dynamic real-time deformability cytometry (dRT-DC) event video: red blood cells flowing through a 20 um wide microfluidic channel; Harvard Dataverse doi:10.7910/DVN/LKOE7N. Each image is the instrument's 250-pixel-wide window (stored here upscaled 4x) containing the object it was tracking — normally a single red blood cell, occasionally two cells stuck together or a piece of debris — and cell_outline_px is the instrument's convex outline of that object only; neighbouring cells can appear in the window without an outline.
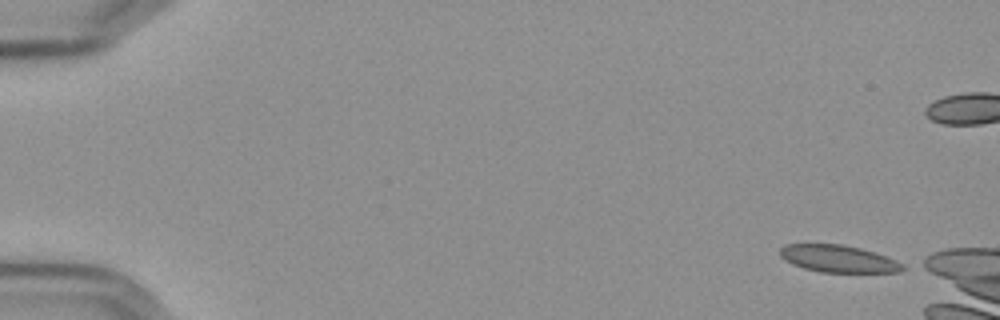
{"species": "Egyptian fruit bat (a non-hibernating species)", "species_latin": "Rousettus aegyptiacus", "temperature_condition": "cold", "stored_images_in_passage": 55, "camera_frame_rate_fps": 3000, "um_per_image_px": 0.085, "frame": {"image": 1, "passage_image": 1, "time_ms": 0.0, "image_size_px": [1000, 320], "cell_outline_px": [[908, 268], [900, 272], [820, 272], [804, 268], [792, 264], [784, 260], [780, 256], [780, 248], [784, 244], [840, 244], [860, 248], [876, 252], [896, 260], [904, 264]], "centroid_in_image_um": [71.28, 21.99], "position_along_channel_um": 13.7, "area_um2": 19.59}}
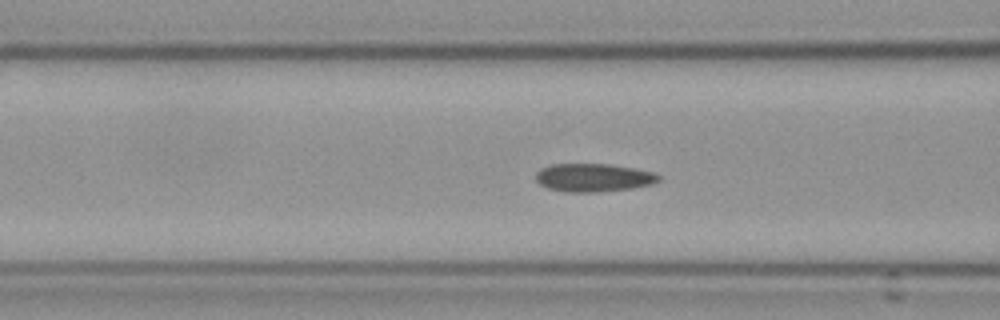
{"frame": {"image": 2, "passage_image": 21, "time_ms": 6.667, "image_size_px": [1000, 320], "cell_outline_px": [[660, 180], [652, 184], [632, 188], [596, 192], [564, 192], [548, 188], [540, 184], [536, 180], [536, 172], [540, 168], [552, 164], [612, 164], [636, 168], [652, 172], [660, 176]], "centroid_in_image_um": [50.43, 15.09], "position_along_channel_um": 116.2, "area_um2": 20.29}}
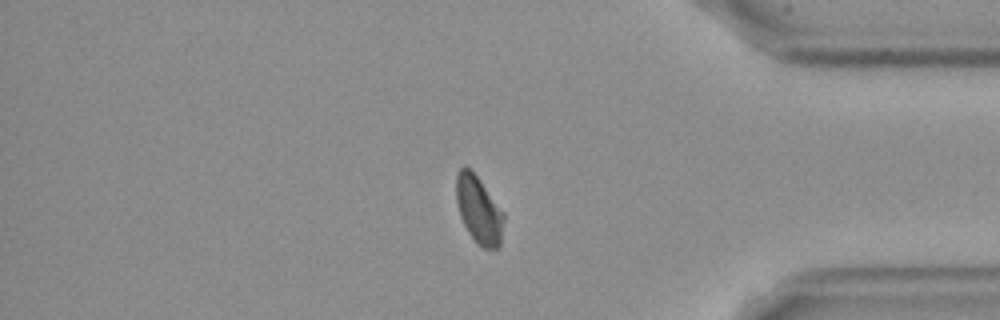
{"frame": {"image": 3, "passage_image": 46, "time_ms": 15.0, "image_size_px": [1000, 320], "cell_outline_px": [[504, 220], [500, 244], [496, 248], [484, 248], [476, 244], [468, 232], [460, 216], [456, 200], [456, 176], [460, 168], [468, 168], [480, 180], [504, 212]], "centroid_in_image_um": [40.7, 17.86], "position_along_channel_um": 394.5, "area_um2": 18.5}}